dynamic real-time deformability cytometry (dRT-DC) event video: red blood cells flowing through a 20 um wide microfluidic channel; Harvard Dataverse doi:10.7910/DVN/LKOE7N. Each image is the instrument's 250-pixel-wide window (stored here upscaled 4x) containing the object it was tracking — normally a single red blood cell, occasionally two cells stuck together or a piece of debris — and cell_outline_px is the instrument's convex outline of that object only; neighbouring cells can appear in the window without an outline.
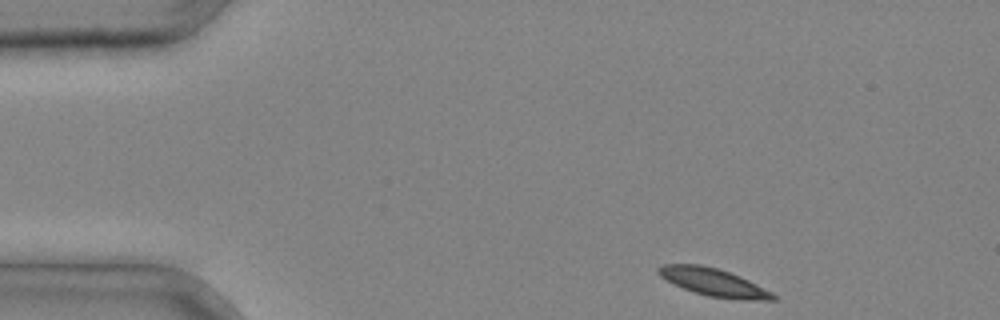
{"species": "common noctule bat (a hibernating species)", "species_latin": "Nyctalus noctula", "temperature_condition": "cold", "stored_images_in_passage": 33, "camera_frame_rate_fps": 3000, "um_per_image_px": 0.085, "animal": {"sex": "male", "body_mass_g": 20.4}, "frame": {"image": 1, "passage_image": 1, "time_ms": 0.0, "image_size_px": [1000, 320], "cell_outline_px": [[780, 300], [744, 300], [708, 296], [692, 292], [660, 276], [656, 272], [656, 268], [664, 264], [700, 264], [716, 268], [740, 276], [772, 292]], "centroid_in_image_um": [60.67, 24.0], "position_along_channel_um": 24.3, "area_um2": 18.38}}
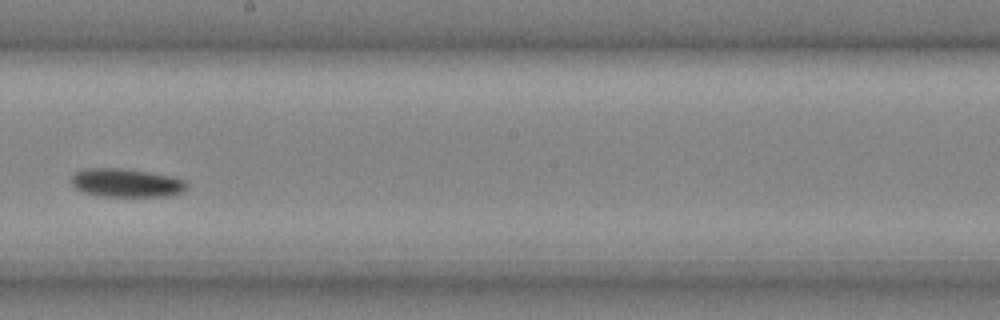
{"frame": {"image": 2, "passage_image": 18, "time_ms": 5.667, "image_size_px": [1000, 320], "cell_outline_px": [[188, 188], [184, 192], [168, 196], [100, 196], [80, 192], [72, 184], [72, 176], [76, 172], [84, 168], [120, 168], [148, 172], [168, 176], [184, 180], [188, 184]], "centroid_in_image_um": [10.73, 15.55], "position_along_channel_um": 237.5, "area_um2": 19.19}}
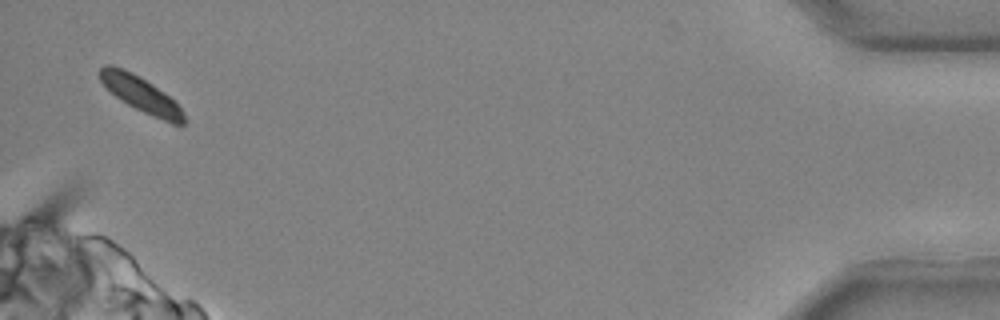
{"frame": {"image": 3, "passage_image": 33, "time_ms": 10.667, "image_size_px": [1000, 320], "cell_outline_px": [[184, 124], [180, 128], [152, 116], [128, 104], [116, 96], [100, 80], [100, 68], [104, 64], [112, 64], [124, 68], [140, 76], [164, 92], [184, 112]], "centroid_in_image_um": [12.01, 8.02], "position_along_channel_um": 423.2, "area_um2": 17.28}}